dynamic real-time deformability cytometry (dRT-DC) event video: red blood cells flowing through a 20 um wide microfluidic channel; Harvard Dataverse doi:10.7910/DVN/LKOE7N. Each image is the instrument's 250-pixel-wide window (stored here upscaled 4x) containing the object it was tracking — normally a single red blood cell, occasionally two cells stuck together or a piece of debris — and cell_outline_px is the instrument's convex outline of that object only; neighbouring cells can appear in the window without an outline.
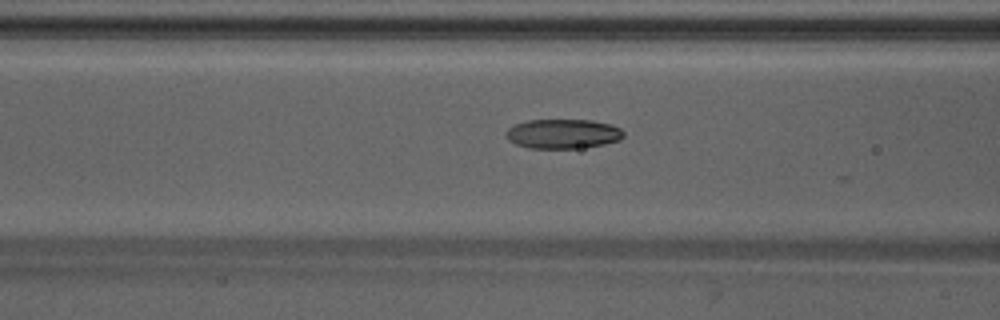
{"species": "Egyptian fruit bat (a non-hibernating species)", "species_latin": "Rousettus aegyptiacus", "temperature_condition": "warm", "stored_images_in_passage": 24, "camera_frame_rate_fps": 3000, "um_per_image_px": 0.085, "animal": {"sex": "male"}, "frame": {"image": 1, "passage_image": 20, "time_ms": 6.333, "image_size_px": [1000, 320], "cell_outline_px": [[624, 136], [620, 140], [604, 144], [580, 148], [528, 148], [516, 144], [508, 140], [504, 132], [508, 128], [516, 124], [528, 120], [592, 120], [612, 124], [620, 128], [624, 132]], "centroid_in_image_um": [47.86, 11.37], "position_along_channel_um": 118.7, "area_um2": 20.35}}
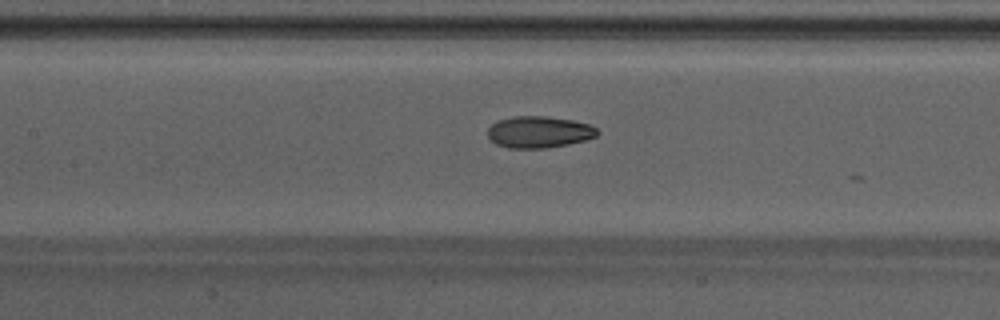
{"frame": {"image": 2, "passage_image": 23, "time_ms": 7.333, "image_size_px": [1000, 320], "cell_outline_px": [[600, 132], [596, 136], [584, 140], [568, 144], [544, 148], [508, 148], [496, 144], [488, 136], [488, 128], [492, 124], [500, 120], [512, 116], [544, 116], [572, 120], [588, 124], [596, 128]], "centroid_in_image_um": [45.81, 11.22], "position_along_channel_um": 161.6, "area_um2": 20.06}}